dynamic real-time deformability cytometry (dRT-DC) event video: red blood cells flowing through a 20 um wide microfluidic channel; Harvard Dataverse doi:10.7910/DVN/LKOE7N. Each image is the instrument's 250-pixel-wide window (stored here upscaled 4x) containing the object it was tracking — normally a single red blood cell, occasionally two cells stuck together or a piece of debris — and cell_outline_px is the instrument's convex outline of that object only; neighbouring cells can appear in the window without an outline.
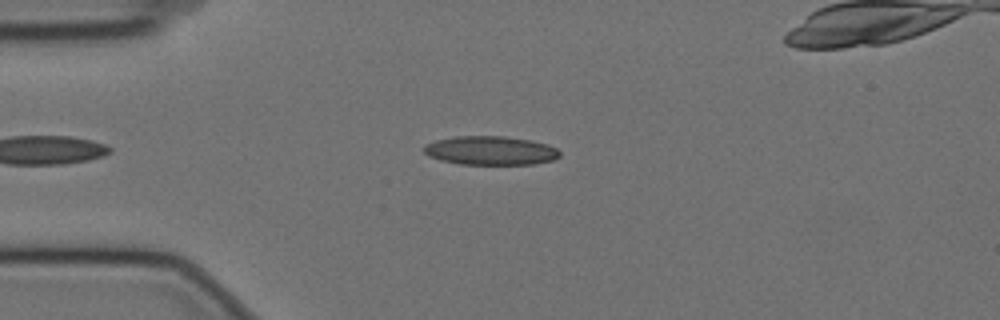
{"species": "Egyptian fruit bat (a non-hibernating species)", "species_latin": "Rousettus aegyptiacus", "temperature_condition": "cold", "stored_images_in_passage": 44, "camera_frame_rate_fps": 3000, "um_per_image_px": 0.085, "animal": {"sex": "female"}, "frame": {"image": 1, "passage_image": 5, "time_ms": 1.333, "image_size_px": [1000, 320], "cell_outline_px": [[560, 156], [552, 160], [532, 164], [460, 164], [440, 160], [428, 156], [424, 152], [424, 144], [436, 140], [456, 136], [504, 136], [532, 140], [548, 144], [556, 148], [560, 152]], "centroid_in_image_um": [41.69, 12.79], "position_along_channel_um": 43.3, "area_um2": 22.89}}
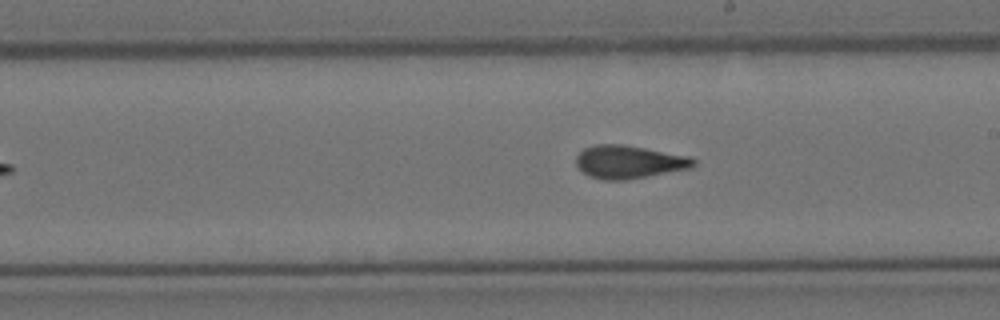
{"frame": {"image": 2, "passage_image": 23, "time_ms": 7.333, "image_size_px": [1000, 320], "cell_outline_px": [[696, 164], [692, 168], [648, 176], [624, 180], [604, 180], [588, 176], [576, 164], [576, 156], [584, 148], [596, 144], [624, 144], [688, 156], [696, 160]], "centroid_in_image_um": [53.46, 13.76], "position_along_channel_um": 235.5, "area_um2": 22.6}}
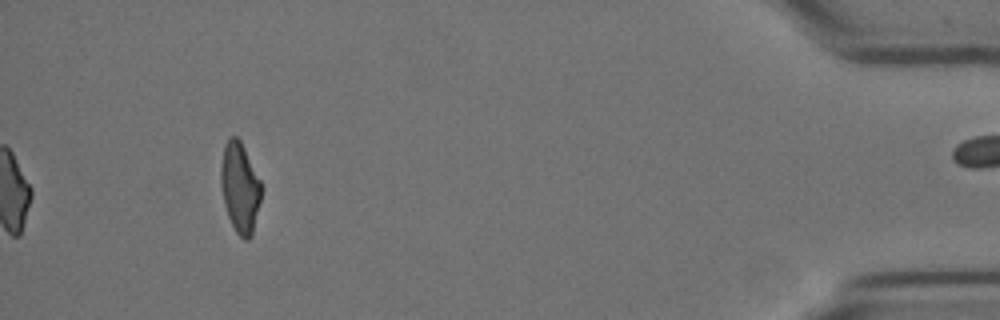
{"frame": {"image": 3, "passage_image": 44, "time_ms": 14.333, "image_size_px": [1000, 320], "cell_outline_px": [[264, 188], [252, 236], [248, 240], [244, 240], [236, 232], [228, 216], [224, 204], [220, 184], [220, 164], [224, 144], [232, 136], [236, 136], [240, 140]], "centroid_in_image_um": [20.4, 15.96], "position_along_channel_um": 414.8, "area_um2": 21.56}, "authors_computed_cell_mechanics": {"area_um2": 22.3108, "velocity_mm_per_s": 3.5304, "shape_relaxation_time_tau1_ms": 8.0444, "shape_relaxation_time_tau2_ms": 1.689, "deformation_change_tau1": 0.1859, "deformation_change_tau2": 0.0848}}